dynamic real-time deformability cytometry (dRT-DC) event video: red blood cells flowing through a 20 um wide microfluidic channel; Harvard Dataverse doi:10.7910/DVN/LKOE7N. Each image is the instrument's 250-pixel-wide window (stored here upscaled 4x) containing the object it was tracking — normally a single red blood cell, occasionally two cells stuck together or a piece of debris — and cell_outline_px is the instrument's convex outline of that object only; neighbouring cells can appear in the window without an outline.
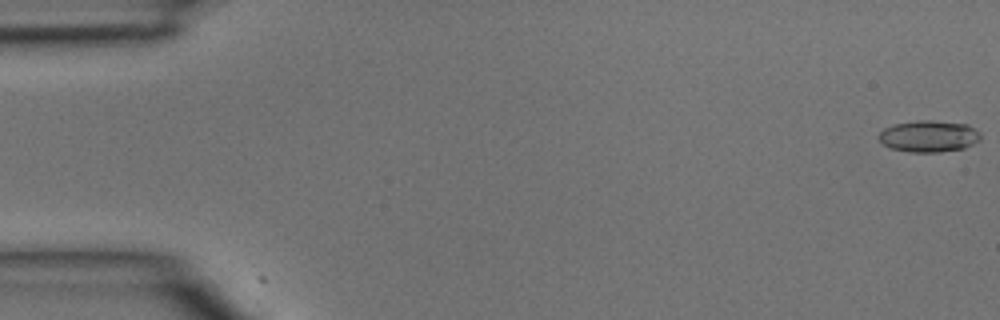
{"species": "common noctule bat (a hibernating species)", "species_latin": "Nyctalus noctula", "temperature_condition": "room temperature", "stored_images_in_passage": 4, "camera_frame_rate_fps": 3000, "um_per_image_px": 0.085, "animal": {"sex": "male", "body_mass_g": 15.6}, "frame": {"image": 1, "passage_image": 1, "time_ms": 0.0, "image_size_px": [1000, 320], "cell_outline_px": [[980, 140], [964, 148], [940, 152], [908, 152], [892, 148], [884, 144], [876, 136], [884, 128], [896, 124], [916, 120], [932, 120], [968, 124], [980, 132]], "centroid_in_image_um": [78.96, 11.57], "position_along_channel_um": 6.0, "area_um2": 18.79}}
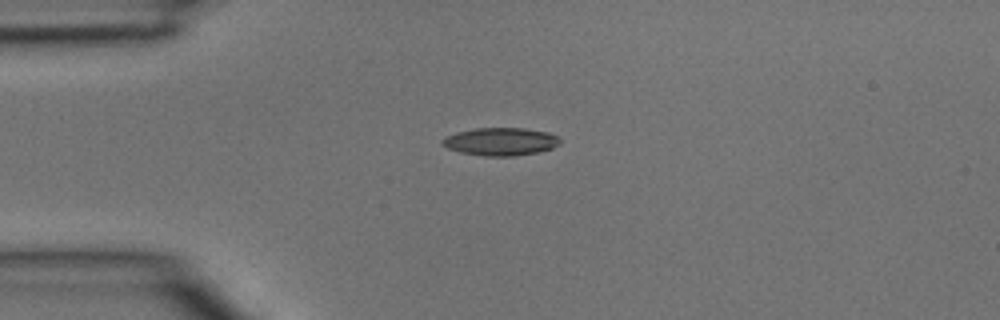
{"frame": {"image": 2, "passage_image": 4, "time_ms": 1.0, "image_size_px": [1000, 320], "cell_outline_px": [[560, 144], [552, 148], [536, 152], [516, 156], [484, 156], [460, 152], [448, 148], [440, 144], [440, 140], [456, 132], [476, 128], [524, 128], [548, 132], [556, 136], [560, 140]], "centroid_in_image_um": [42.53, 12.03], "position_along_channel_um": 42.5, "area_um2": 19.07}}